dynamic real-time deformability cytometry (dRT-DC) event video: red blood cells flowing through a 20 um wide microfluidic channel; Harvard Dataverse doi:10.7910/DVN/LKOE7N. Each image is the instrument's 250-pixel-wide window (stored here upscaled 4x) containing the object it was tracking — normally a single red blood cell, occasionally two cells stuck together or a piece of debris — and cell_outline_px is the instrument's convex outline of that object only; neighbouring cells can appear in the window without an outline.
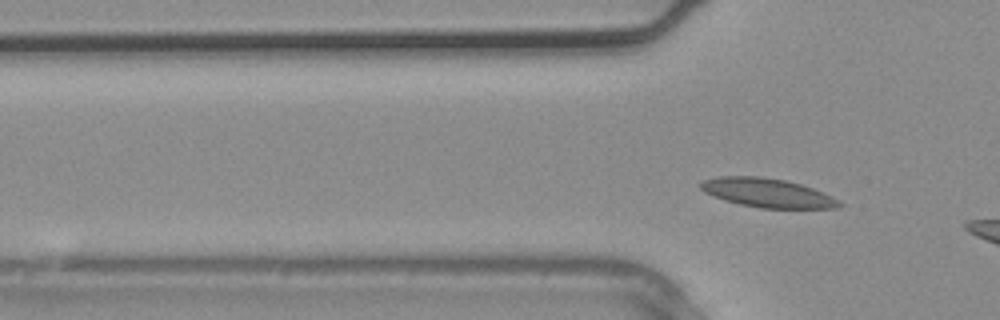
{"species": "common noctule bat (a hibernating species)", "species_latin": "Nyctalus noctula", "temperature_condition": "warm", "stored_images_in_passage": 4, "segment_of_instrument_passage": [2, 2], "camera_frame_rate_fps": 3000, "um_per_image_px": 0.085, "animal": {"sex": "male", "body_mass_g": 20.4}, "frame": {"image": 1, "passage_image": 4, "time_ms": 1.0, "image_size_px": [1000, 320], "cell_outline_px": [[844, 204], [836, 208], [760, 208], [740, 204], [724, 200], [712, 196], [704, 192], [696, 184], [704, 180], [720, 176], [756, 176], [784, 180], [800, 184], [824, 192], [840, 200]], "centroid_in_image_um": [65.21, 16.39], "position_along_channel_um": 60.6, "area_um2": 23.47}}